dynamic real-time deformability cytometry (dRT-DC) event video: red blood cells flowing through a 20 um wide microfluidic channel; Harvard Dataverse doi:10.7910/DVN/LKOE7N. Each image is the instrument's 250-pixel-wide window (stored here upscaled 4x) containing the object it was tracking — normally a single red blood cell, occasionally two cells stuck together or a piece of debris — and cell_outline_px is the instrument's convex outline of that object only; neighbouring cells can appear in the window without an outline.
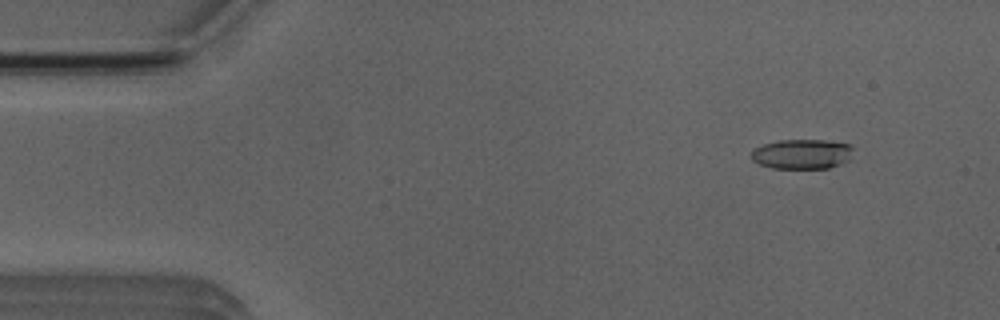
{"species": "Egyptian fruit bat (a non-hibernating species)", "species_latin": "Rousettus aegyptiacus", "temperature_condition": "room temperature", "stored_images_in_passage": 6, "camera_frame_rate_fps": 3000, "um_per_image_px": 0.085, "animal": {"sex": "male"}, "frame": {"image": 1, "passage_image": 2, "time_ms": 1.333, "image_size_px": [1000, 320], "cell_outline_px": [[856, 148], [848, 160], [840, 164], [828, 168], [772, 168], [760, 164], [752, 160], [752, 152], [756, 148], [764, 144], [776, 140], [824, 140], [848, 144]], "centroid_in_image_um": [68.2, 13.09], "position_along_channel_um": 16.8, "area_um2": 17.69}}